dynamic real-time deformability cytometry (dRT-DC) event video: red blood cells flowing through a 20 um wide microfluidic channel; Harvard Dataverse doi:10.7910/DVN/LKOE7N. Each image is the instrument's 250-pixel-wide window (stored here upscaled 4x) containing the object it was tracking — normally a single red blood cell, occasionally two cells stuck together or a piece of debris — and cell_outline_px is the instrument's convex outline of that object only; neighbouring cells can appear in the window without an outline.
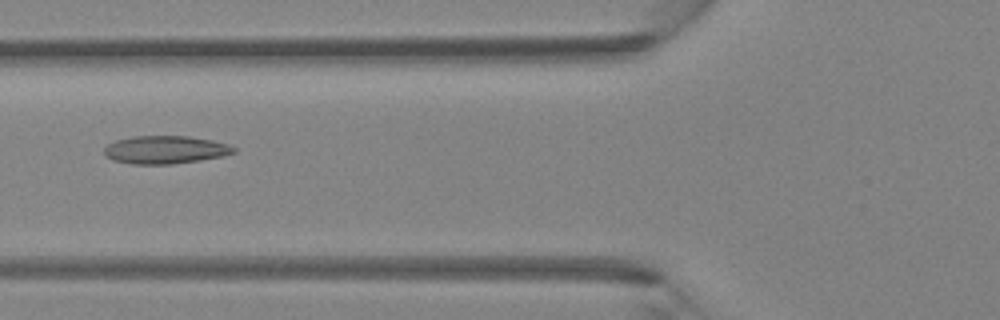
{"species": "Egyptian fruit bat (a non-hibernating species)", "species_latin": "Rousettus aegyptiacus", "temperature_condition": "room temperature", "stored_images_in_passage": 5, "camera_frame_rate_fps": 3000, "um_per_image_px": 0.085, "animal": {"sex": "female"}, "frame": {"image": 1, "passage_image": 5, "time_ms": 1.333, "image_size_px": [1000, 320], "cell_outline_px": [[236, 152], [224, 156], [200, 160], [172, 164], [132, 164], [112, 160], [104, 156], [104, 148], [108, 144], [116, 140], [132, 136], [188, 136], [212, 140], [228, 144], [236, 148]], "centroid_in_image_um": [14.04, 12.73], "position_along_channel_um": 111.8, "area_um2": 21.27}}